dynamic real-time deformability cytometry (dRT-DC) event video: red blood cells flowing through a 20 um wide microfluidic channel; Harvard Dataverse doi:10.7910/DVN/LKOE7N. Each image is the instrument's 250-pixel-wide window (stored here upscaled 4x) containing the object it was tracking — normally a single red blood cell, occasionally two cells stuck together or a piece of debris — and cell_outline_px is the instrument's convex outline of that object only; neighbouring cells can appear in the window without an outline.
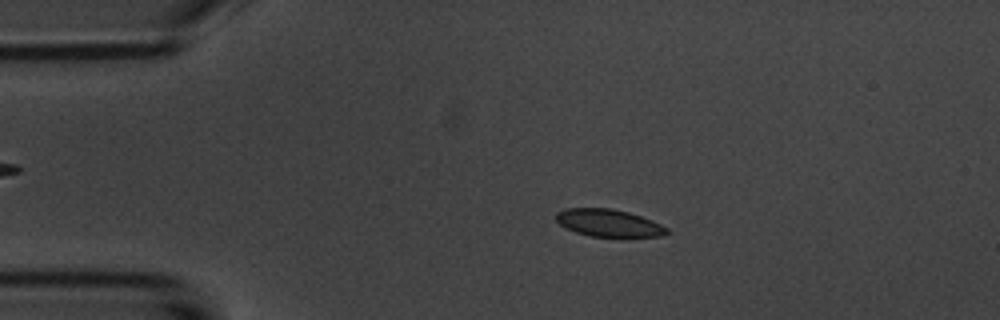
{"species": "common noctule bat (a hibernating species)", "species_latin": "Nyctalus noctula", "temperature_condition": "room temperature", "stored_images_in_passage": 47, "camera_frame_rate_fps": 3000, "um_per_image_px": 0.085, "animal": {"sex": "male", "body_mass_g": 20.1, "forearm_length_mm": 53.5}, "frame": {"image": 1, "passage_image": 3, "time_ms": 0.667, "image_size_px": [1000, 320], "cell_outline_px": [[672, 232], [664, 236], [624, 240], [620, 240], [592, 236], [576, 232], [560, 224], [556, 220], [556, 212], [564, 208], [612, 208], [628, 212], [652, 220], [668, 228]], "centroid_in_image_um": [51.85, 19.01], "position_along_channel_um": 33.2, "area_um2": 18.67}}
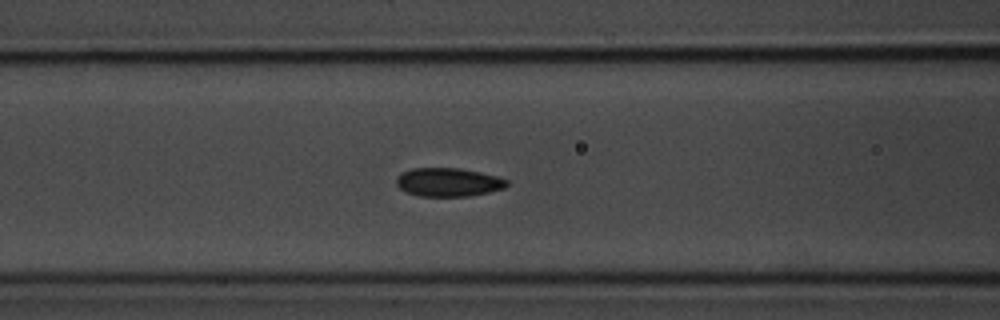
{"frame": {"image": 2, "passage_image": 14, "time_ms": 4.333, "image_size_px": [1000, 320], "cell_outline_px": [[508, 184], [504, 188], [472, 196], [420, 196], [404, 192], [396, 184], [396, 176], [412, 168], [460, 168], [500, 176], [508, 180]], "centroid_in_image_um": [38.12, 15.48], "position_along_channel_um": 128.5, "area_um2": 18.55}}
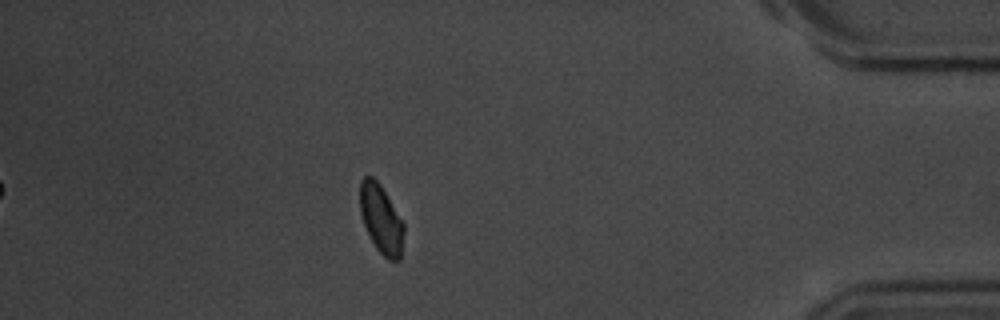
{"frame": {"image": 3, "passage_image": 40, "time_ms": 13.0, "image_size_px": [1000, 320], "cell_outline_px": [[404, 232], [400, 260], [388, 260], [376, 248], [364, 224], [360, 212], [360, 180], [364, 176], [372, 176], [380, 184], [404, 224]], "centroid_in_image_um": [32.39, 18.61], "position_along_channel_um": 402.8, "area_um2": 17.34}, "authors_computed_cell_mechanics": {"area_um2": 18.4382, "velocity_mm_per_s": 3.6858, "shape_relaxation_time_tau1_ms": 10.6891, "shape_relaxation_time_tau2_ms": 3.9704, "deformation_change_tau1": 0.2128, "deformation_change_tau2": 0.0603}}